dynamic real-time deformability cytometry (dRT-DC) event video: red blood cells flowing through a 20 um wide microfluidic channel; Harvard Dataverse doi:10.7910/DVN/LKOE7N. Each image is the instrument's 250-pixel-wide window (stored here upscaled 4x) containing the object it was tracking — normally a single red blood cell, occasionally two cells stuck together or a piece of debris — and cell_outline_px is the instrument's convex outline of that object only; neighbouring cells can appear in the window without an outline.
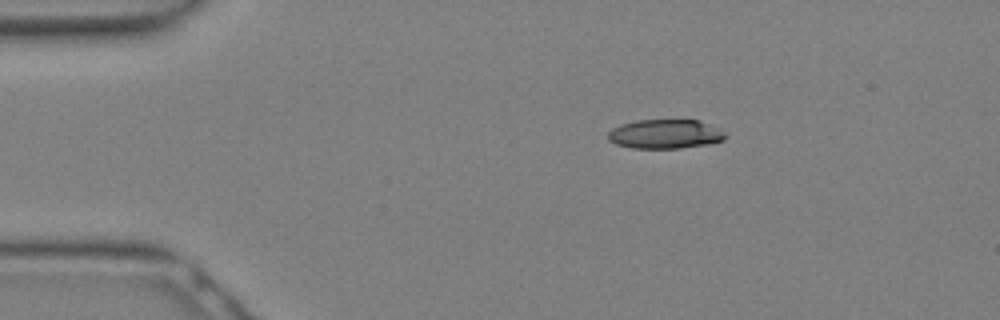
{"species": "Egyptian fruit bat (a non-hibernating species)", "species_latin": "Rousettus aegyptiacus", "temperature_condition": "warm", "stored_images_in_passage": 12, "camera_frame_rate_fps": 3000, "um_per_image_px": 0.085, "animal": {"sex": "female"}, "frame": {"image": 1, "passage_image": 1, "time_ms": 0.0, "image_size_px": [1000, 320], "cell_outline_px": [[728, 136], [724, 140], [708, 144], [680, 148], [632, 148], [616, 144], [608, 140], [608, 132], [612, 128], [620, 124], [636, 120], [700, 120], [720, 128]], "centroid_in_image_um": [56.56, 11.39], "position_along_channel_um": 28.4, "area_um2": 20.17}}
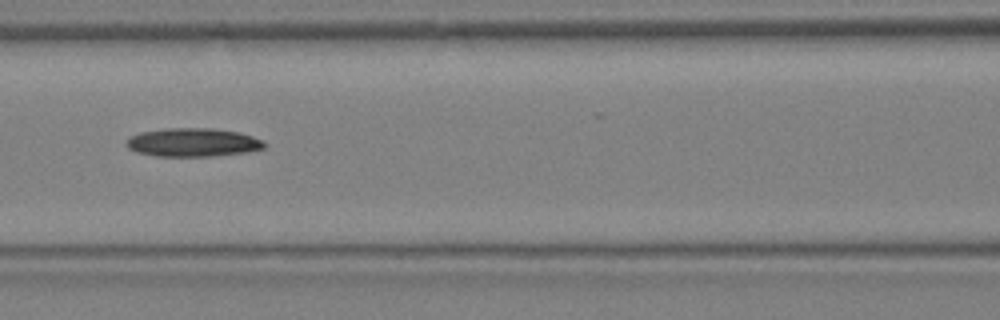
{"frame": {"image": 2, "passage_image": 9, "time_ms": 2.667, "image_size_px": [1000, 320], "cell_outline_px": [[268, 144], [264, 148], [248, 152], [212, 156], [156, 156], [136, 152], [128, 148], [124, 144], [124, 140], [128, 136], [140, 132], [168, 128], [208, 128], [236, 132], [252, 136], [264, 140]], "centroid_in_image_um": [16.36, 12.11], "position_along_channel_um": 150.2, "area_um2": 23.12}}
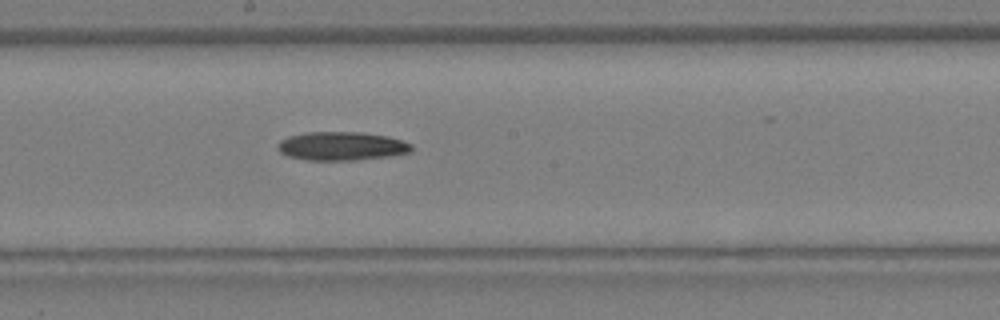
{"frame": {"image": 3, "passage_image": 12, "time_ms": 3.667, "image_size_px": [1000, 320], "cell_outline_px": [[412, 152], [388, 156], [356, 160], [308, 160], [288, 156], [280, 152], [276, 148], [276, 144], [280, 140], [288, 136], [304, 132], [360, 132], [388, 136], [412, 144]], "centroid_in_image_um": [29.0, 12.41], "position_along_channel_um": 219.2, "area_um2": 22.43}}